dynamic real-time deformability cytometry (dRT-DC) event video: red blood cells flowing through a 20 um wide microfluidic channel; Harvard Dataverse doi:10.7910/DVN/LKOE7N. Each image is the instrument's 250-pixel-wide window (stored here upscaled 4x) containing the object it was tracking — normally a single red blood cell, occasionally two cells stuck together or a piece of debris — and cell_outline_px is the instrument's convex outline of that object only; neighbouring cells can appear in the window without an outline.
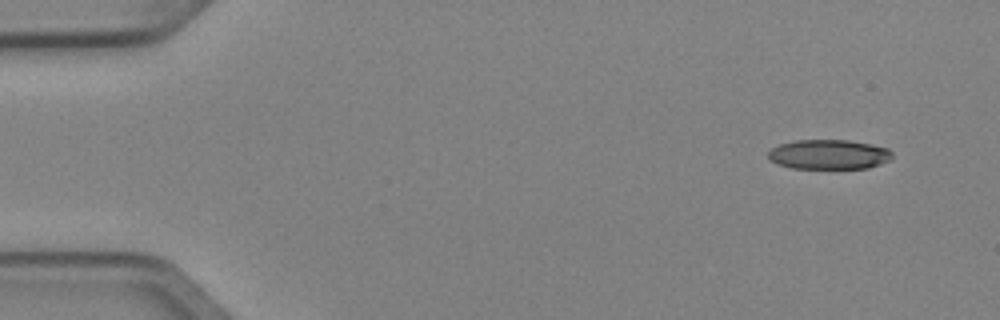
{"species": "Egyptian fruit bat (a non-hibernating species)", "species_latin": "Rousettus aegyptiacus", "temperature_condition": "cold", "stored_images_in_passage": 4, "camera_frame_rate_fps": 3000, "um_per_image_px": 0.085, "animal": {"sex": "female"}, "frame": {"image": 1, "passage_image": 1, "time_ms": 0.0, "image_size_px": [1000, 320], "cell_outline_px": [[892, 160], [868, 168], [792, 168], [776, 164], [768, 156], [768, 152], [772, 148], [780, 144], [796, 140], [848, 140], [888, 148], [892, 152]], "centroid_in_image_um": [70.46, 13.13], "position_along_channel_um": 14.5, "area_um2": 21.39}}
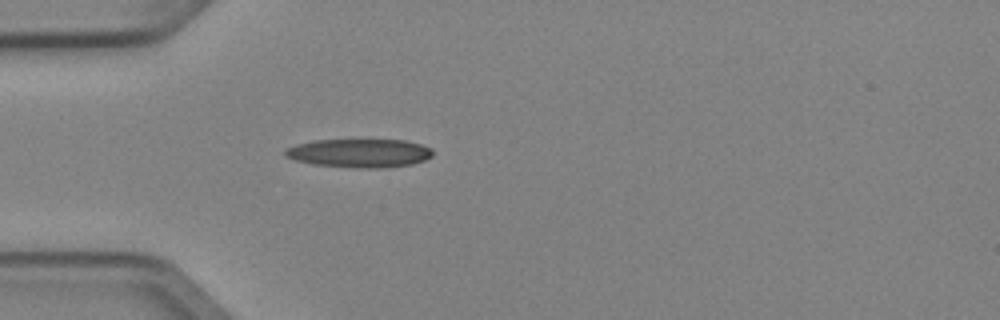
{"frame": {"image": 2, "passage_image": 4, "time_ms": 1.0, "image_size_px": [1000, 320], "cell_outline_px": [[432, 156], [424, 160], [412, 164], [384, 168], [356, 168], [312, 164], [292, 160], [284, 156], [284, 148], [296, 144], [312, 140], [404, 140], [420, 144], [432, 148]], "centroid_in_image_um": [30.5, 13.02], "position_along_channel_um": 54.5, "area_um2": 24.85}}